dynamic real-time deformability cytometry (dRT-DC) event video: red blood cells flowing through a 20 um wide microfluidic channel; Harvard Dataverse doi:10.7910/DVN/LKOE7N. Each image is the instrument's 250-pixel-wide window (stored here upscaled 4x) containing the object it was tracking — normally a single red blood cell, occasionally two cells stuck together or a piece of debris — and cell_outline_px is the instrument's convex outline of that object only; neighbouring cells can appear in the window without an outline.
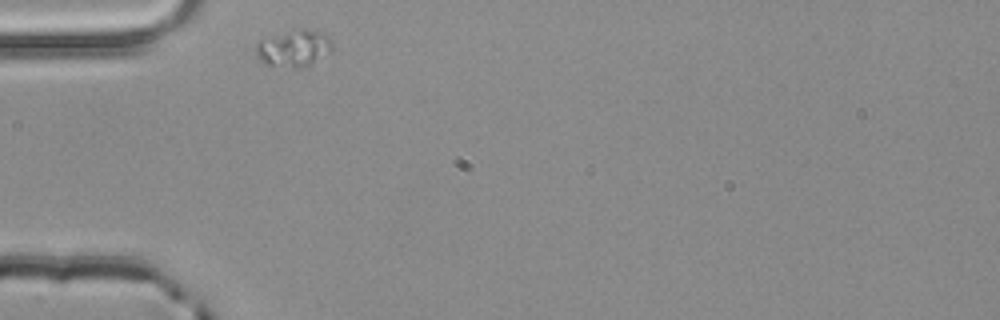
{"species": "common noctule bat (a hibernating species)", "species_latin": "Nyctalus noctula", "temperature_condition": "room temperature", "stored_images_in_passage": 2, "camera_frame_rate_fps": 3000, "um_per_image_px": 0.085, "animal": {"sex": "male", "body_mass_g": 20.4}, "frame": {"image": 1, "passage_image": 1, "time_ms": 0.0, "image_size_px": [1000, 320], "cell_outline_px": [[332, 52], [312, 68], [292, 68], [264, 64], [256, 56], [256, 44], [260, 40], [296, 28], [304, 28], [324, 32], [328, 36], [332, 44]], "centroid_in_image_um": [25.05, 4.14], "position_along_channel_um": 59.9, "area_um2": 17.17}}